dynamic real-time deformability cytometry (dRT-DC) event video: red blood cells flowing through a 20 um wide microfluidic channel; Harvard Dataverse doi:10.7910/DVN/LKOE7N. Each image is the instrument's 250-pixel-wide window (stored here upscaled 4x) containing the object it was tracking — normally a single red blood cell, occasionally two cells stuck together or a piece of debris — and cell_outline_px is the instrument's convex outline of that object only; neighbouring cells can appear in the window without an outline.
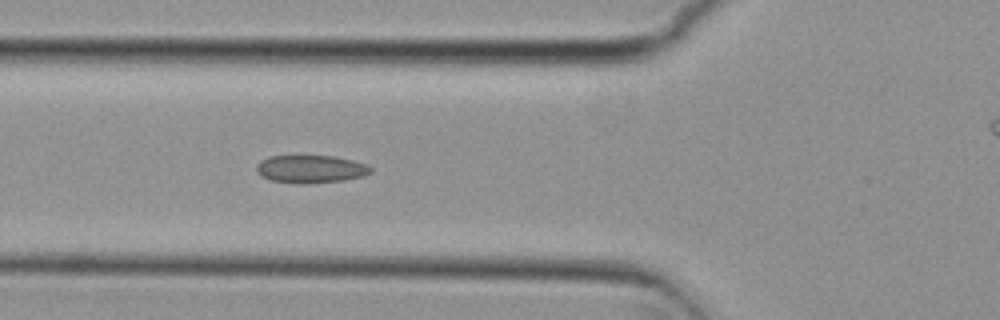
{"species": "common noctule bat (a hibernating species)", "species_latin": "Nyctalus noctula", "temperature_condition": "cold", "stored_images_in_passage": 7, "segment_of_instrument_passage": [1, 2], "camera_frame_rate_fps": 3000, "um_per_image_px": 0.085, "animal": {"sex": "female", "body_mass_g": 29.2, "forearm_length_mm": 56.3}, "frame": {"image": 1, "passage_image": 6, "time_ms": 1.667, "image_size_px": [1000, 320], "cell_outline_px": [[372, 172], [364, 176], [344, 180], [304, 184], [300, 184], [272, 180], [260, 176], [256, 172], [256, 164], [260, 160], [268, 156], [332, 156], [352, 160], [368, 164], [372, 168]], "centroid_in_image_um": [26.4, 14.37], "position_along_channel_um": 99.4, "area_um2": 18.67}}